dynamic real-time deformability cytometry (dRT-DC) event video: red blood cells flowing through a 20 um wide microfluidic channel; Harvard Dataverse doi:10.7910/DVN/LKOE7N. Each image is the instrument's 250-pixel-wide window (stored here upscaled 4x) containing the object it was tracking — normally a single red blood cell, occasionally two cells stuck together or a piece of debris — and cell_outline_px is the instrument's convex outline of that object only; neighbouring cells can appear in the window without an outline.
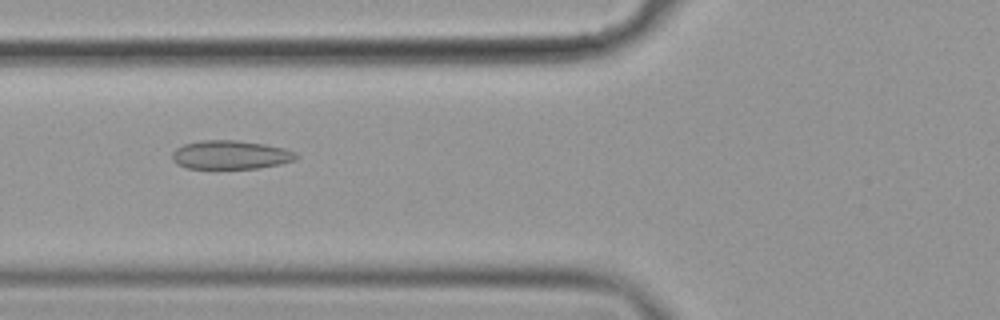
{"species": "common noctule bat (a hibernating species)", "species_latin": "Nyctalus noctula", "temperature_condition": "cold", "stored_images_in_passage": 13, "camera_frame_rate_fps": 3000, "um_per_image_px": 0.085, "animal": {"sex": "female", "body_mass_g": 19.9}, "frame": {"image": 1, "passage_image": 4, "time_ms": 1.0, "image_size_px": [1000, 320], "cell_outline_px": [[300, 156], [296, 160], [280, 164], [256, 168], [184, 168], [176, 164], [172, 160], [172, 152], [176, 148], [184, 144], [200, 140], [236, 140], [264, 144], [284, 148], [296, 152]], "centroid_in_image_um": [19.59, 13.16], "position_along_channel_um": 106.2, "area_um2": 20.87}}